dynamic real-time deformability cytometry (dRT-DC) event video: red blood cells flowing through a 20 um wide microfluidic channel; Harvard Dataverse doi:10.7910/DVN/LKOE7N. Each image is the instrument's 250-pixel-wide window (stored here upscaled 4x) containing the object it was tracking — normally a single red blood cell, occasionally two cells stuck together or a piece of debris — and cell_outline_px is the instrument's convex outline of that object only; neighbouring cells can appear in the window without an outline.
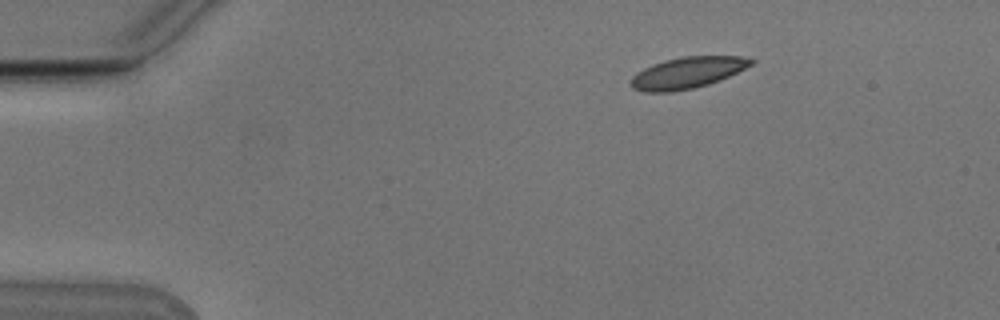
{"species": "Egyptian fruit bat (a non-hibernating species)", "species_latin": "Rousettus aegyptiacus", "temperature_condition": "cold", "stored_images_in_passage": 47, "camera_frame_rate_fps": 3000, "um_per_image_px": 0.085, "animal": {"sex": "male"}, "frame": {"image": 1, "passage_image": 1, "time_ms": 0.0, "image_size_px": [1000, 320], "cell_outline_px": [[756, 60], [752, 64], [720, 80], [708, 84], [692, 88], [672, 92], [644, 92], [632, 88], [632, 76], [636, 72], [652, 64], [664, 60], [684, 56], [740, 56]], "centroid_in_image_um": [58.4, 6.18], "position_along_channel_um": 26.6, "area_um2": 21.79}}
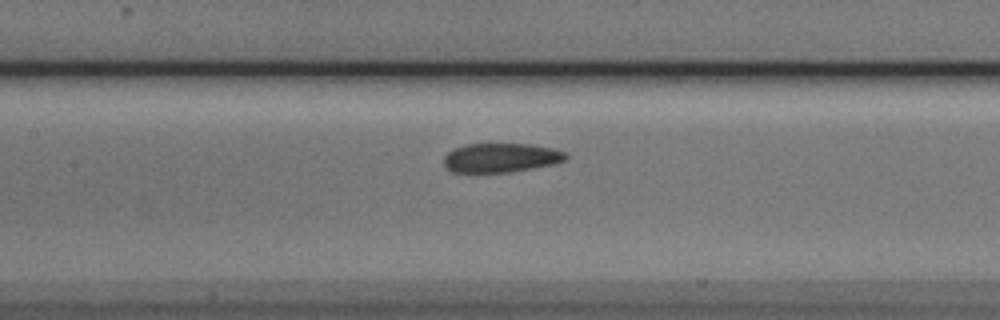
{"frame": {"image": 2, "passage_image": 18, "time_ms": 5.667, "image_size_px": [1000, 320], "cell_outline_px": [[568, 156], [564, 160], [556, 164], [508, 172], [452, 172], [444, 164], [444, 156], [452, 148], [464, 144], [532, 144], [552, 148], [564, 152]], "centroid_in_image_um": [42.56, 13.4], "position_along_channel_um": 164.8, "area_um2": 20.75}}
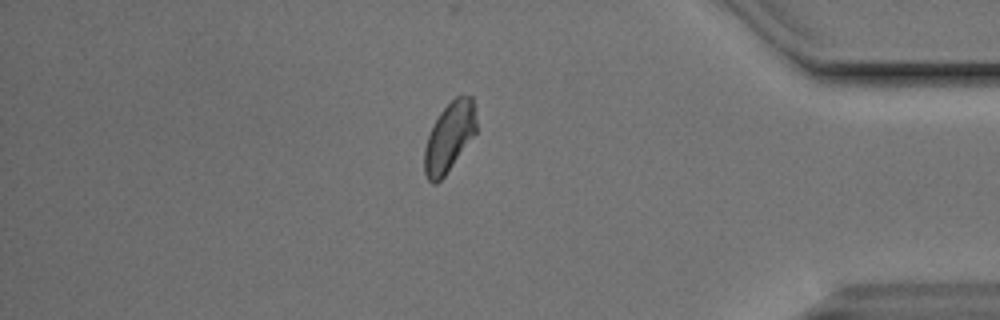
{"frame": {"image": 3, "passage_image": 39, "time_ms": 12.667, "image_size_px": [1000, 320], "cell_outline_px": [[476, 132], [444, 176], [436, 184], [432, 184], [428, 180], [424, 172], [424, 148], [428, 136], [440, 112], [456, 96], [472, 96], [476, 120]], "centroid_in_image_um": [38.17, 11.66], "position_along_channel_um": 397.0, "area_um2": 20.58}, "authors_computed_cell_mechanics": {"area_um2": 21.3282, "velocity_mm_per_s": 3.755, "shape_relaxation_time_tau1_ms": 4.9849, "shape_relaxation_time_tau2_ms": 5.9693, "deformation_change_tau1": 0.1168, "deformation_change_tau2": 0.0731}}